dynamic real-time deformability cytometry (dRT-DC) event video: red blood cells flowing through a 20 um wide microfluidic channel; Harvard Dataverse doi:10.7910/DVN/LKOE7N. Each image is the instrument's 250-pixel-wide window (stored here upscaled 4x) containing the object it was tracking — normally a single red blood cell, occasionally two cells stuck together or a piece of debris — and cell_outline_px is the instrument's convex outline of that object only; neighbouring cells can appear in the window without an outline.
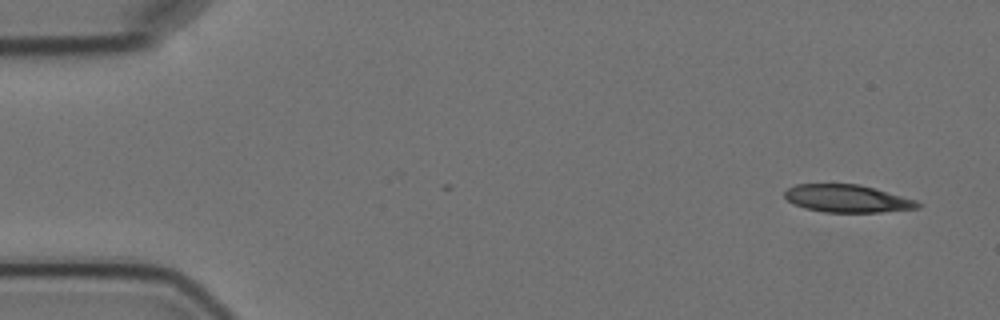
{"species": "Egyptian fruit bat (a non-hibernating species)", "species_latin": "Rousettus aegyptiacus", "temperature_condition": "cold", "stored_images_in_passage": 5, "camera_frame_rate_fps": 3000, "um_per_image_px": 0.085, "animal": {"sex": "female"}, "frame": {"image": 1, "passage_image": 1, "time_ms": 0.0, "image_size_px": [1000, 320], "cell_outline_px": [[920, 208], [880, 212], [824, 212], [804, 208], [788, 200], [784, 196], [784, 192], [788, 188], [796, 184], [860, 184], [876, 188], [916, 200], [920, 204]], "centroid_in_image_um": [72.03, 16.87], "position_along_channel_um": 13.0, "area_um2": 21.39}}
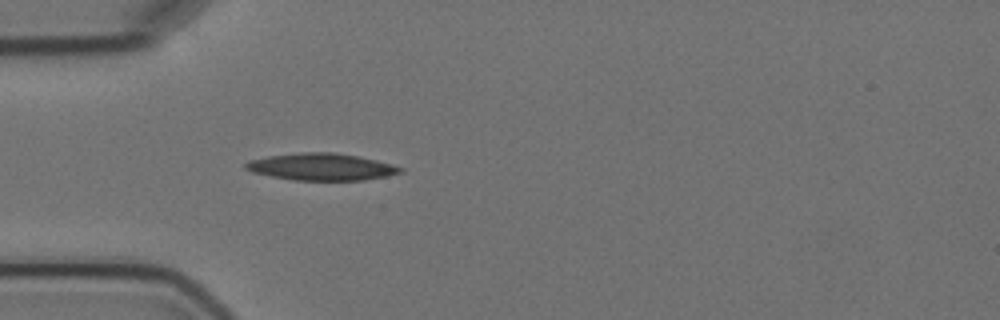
{"frame": {"image": 2, "passage_image": 5, "time_ms": 4.333, "image_size_px": [1000, 320], "cell_outline_px": [[404, 172], [388, 176], [364, 180], [292, 180], [252, 172], [244, 168], [244, 164], [248, 160], [268, 156], [300, 152], [332, 152], [356, 156], [376, 160], [392, 164], [404, 168]], "centroid_in_image_um": [27.32, 14.18], "position_along_channel_um": 57.7, "area_um2": 24.39}}